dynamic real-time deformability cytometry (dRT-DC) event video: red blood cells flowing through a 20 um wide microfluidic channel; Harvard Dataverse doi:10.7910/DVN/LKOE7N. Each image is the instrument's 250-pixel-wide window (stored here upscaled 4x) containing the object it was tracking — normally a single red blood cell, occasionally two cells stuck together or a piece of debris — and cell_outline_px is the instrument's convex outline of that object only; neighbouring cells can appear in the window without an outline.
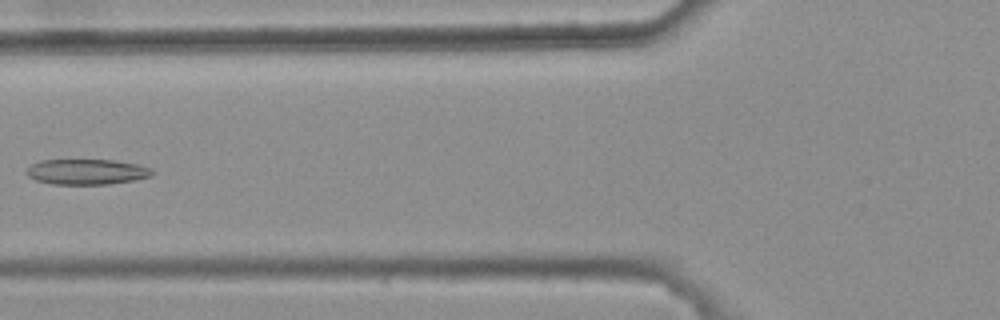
{"species": "common noctule bat (a hibernating species)", "species_latin": "Nyctalus noctula", "temperature_condition": "warm", "stored_images_in_passage": 2, "camera_frame_rate_fps": 3000, "um_per_image_px": 0.085, "animal": {"sex": "female", "body_mass_g": 25.1}, "frame": {"image": 1, "passage_image": 2, "time_ms": 0.333, "image_size_px": [1000, 320], "cell_outline_px": [[156, 172], [152, 176], [132, 180], [108, 184], [52, 184], [36, 180], [28, 176], [24, 172], [32, 164], [40, 160], [112, 160], [136, 164], [152, 168]], "centroid_in_image_um": [7.37, 14.6], "position_along_channel_um": 118.4, "area_um2": 18.61}}